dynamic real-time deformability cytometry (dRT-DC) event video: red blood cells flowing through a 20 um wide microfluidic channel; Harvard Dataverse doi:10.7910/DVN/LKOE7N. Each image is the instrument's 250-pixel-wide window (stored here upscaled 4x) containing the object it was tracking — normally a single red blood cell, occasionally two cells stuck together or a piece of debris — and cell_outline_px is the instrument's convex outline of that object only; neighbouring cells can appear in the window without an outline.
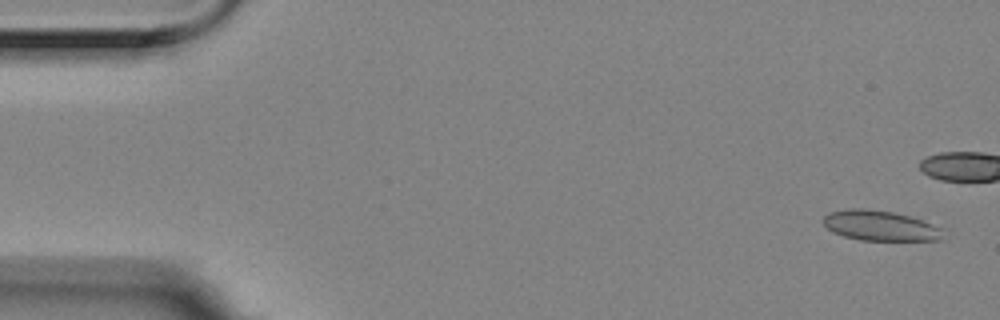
{"species": "Egyptian fruit bat (a non-hibernating species)", "species_latin": "Rousettus aegyptiacus", "temperature_condition": "room temperature", "stored_images_in_passage": 6, "camera_frame_rate_fps": 3000, "um_per_image_px": 0.085, "animal": {"sex": "female"}, "frame": {"image": 1, "passage_image": 1, "time_ms": 0.0, "image_size_px": [1000, 320], "cell_outline_px": [[948, 228], [940, 240], [860, 240], [844, 236], [832, 232], [824, 224], [824, 216], [828, 212], [848, 208], [864, 208], [892, 212], [924, 220]], "centroid_in_image_um": [74.89, 19.18], "position_along_channel_um": 10.1, "area_um2": 21.39}}
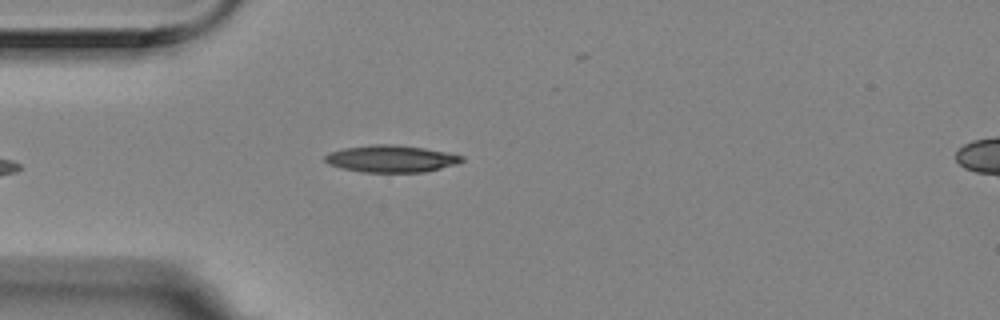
{"frame": {"image": 2, "passage_image": 6, "time_ms": 1.667, "image_size_px": [1000, 320], "cell_outline_px": [[464, 160], [456, 164], [424, 172], [360, 172], [328, 164], [324, 160], [324, 156], [328, 152], [344, 148], [372, 144], [392, 144], [424, 148], [448, 152], [464, 156]], "centroid_in_image_um": [33.24, 13.49], "position_along_channel_um": 51.8, "area_um2": 21.56}}